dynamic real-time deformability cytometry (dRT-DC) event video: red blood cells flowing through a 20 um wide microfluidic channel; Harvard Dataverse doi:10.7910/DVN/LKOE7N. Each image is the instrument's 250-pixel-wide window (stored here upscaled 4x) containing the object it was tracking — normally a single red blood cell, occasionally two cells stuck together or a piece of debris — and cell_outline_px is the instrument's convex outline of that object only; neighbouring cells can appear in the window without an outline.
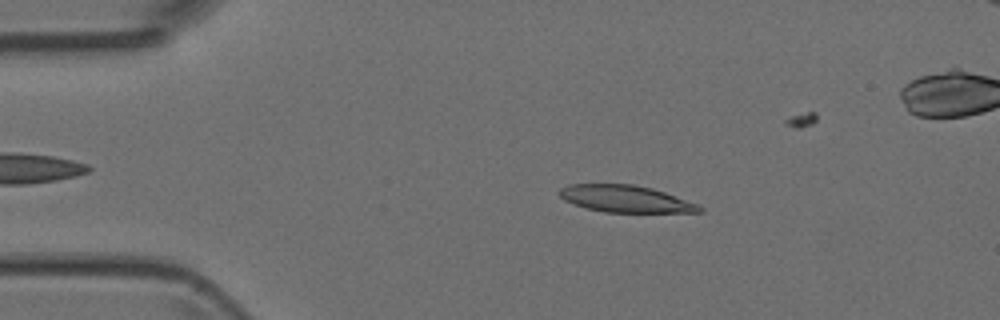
{"species": "Egyptian fruit bat (a non-hibernating species)", "species_latin": "Rousettus aegyptiacus", "temperature_condition": "room temperature", "stored_images_in_passage": 3, "camera_frame_rate_fps": 3000, "um_per_image_px": 0.085, "animal": {"sex": "female"}, "frame": {"image": 1, "passage_image": 1, "time_ms": 0.0, "image_size_px": [1000, 320], "cell_outline_px": [[704, 212], [604, 212], [588, 208], [564, 200], [556, 192], [560, 188], [568, 184], [632, 184], [652, 188], [664, 192], [696, 204], [704, 208]], "centroid_in_image_um": [53.14, 16.89], "position_along_channel_um": 31.9, "area_um2": 21.79}}